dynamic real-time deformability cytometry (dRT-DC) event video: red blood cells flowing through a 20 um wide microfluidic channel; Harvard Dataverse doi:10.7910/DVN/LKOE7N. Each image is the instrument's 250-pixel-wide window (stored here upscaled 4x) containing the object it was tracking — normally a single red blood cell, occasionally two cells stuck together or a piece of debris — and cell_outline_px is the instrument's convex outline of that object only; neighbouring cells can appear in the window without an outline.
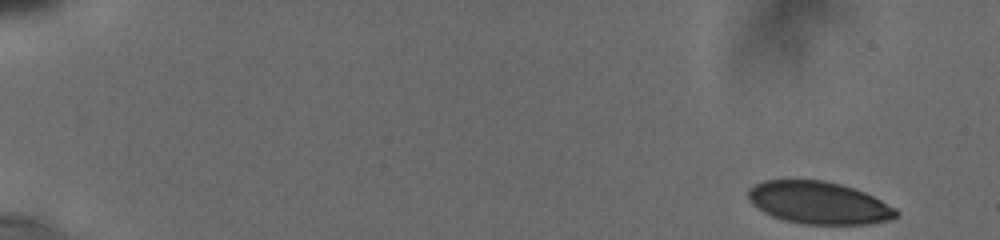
{"species": "human", "species_latin": "Homo sapiens", "temperature_condition": "cold", "stored_images_in_passage": 71, "camera_frame_rate_fps": 3000, "um_per_image_px": 0.085, "donor": {"sex": "male"}, "frame": {"image": 1, "passage_image": 1, "time_ms": 0.0, "image_size_px": [1000, 240], "cell_outline_px": [[900, 212], [896, 216], [884, 220], [868, 224], [804, 224], [784, 220], [772, 216], [764, 212], [752, 204], [748, 196], [748, 188], [764, 180], [824, 180], [840, 184], [864, 192], [896, 208]], "centroid_in_image_um": [69.56, 17.23], "position_along_channel_um": 15.4, "area_um2": 36.24}}
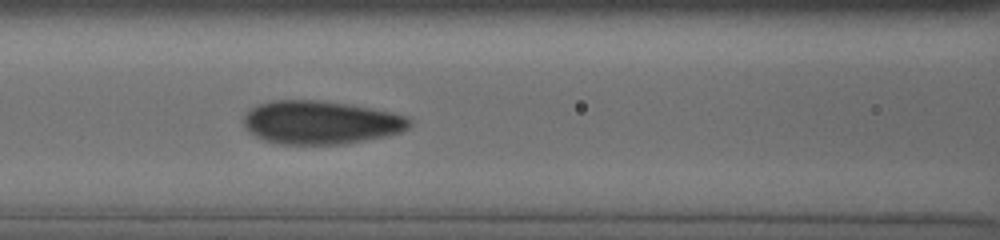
{"frame": {"image": 2, "passage_image": 30, "time_ms": 7.667, "image_size_px": [1000, 240], "cell_outline_px": [[412, 124], [408, 128], [400, 132], [388, 136], [344, 144], [280, 144], [264, 140], [248, 132], [244, 128], [244, 116], [252, 108], [260, 104], [272, 100], [316, 100], [344, 104], [392, 112], [404, 116], [412, 120]], "centroid_in_image_um": [27.26, 10.42], "position_along_channel_um": 139.3, "area_um2": 41.73}}
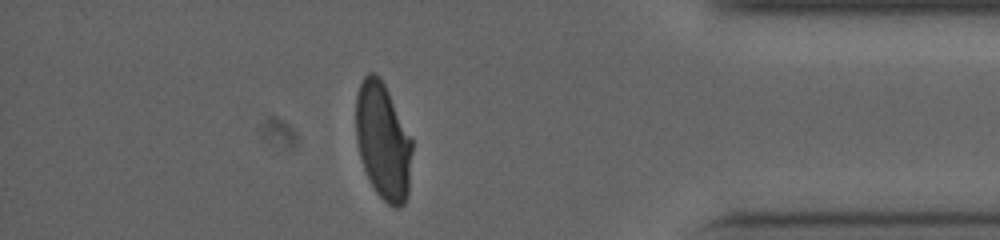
{"frame": {"image": 3, "passage_image": 59, "time_ms": 15.333, "image_size_px": [1000, 240], "cell_outline_px": [[412, 152], [408, 192], [404, 204], [400, 208], [396, 208], [388, 204], [376, 192], [364, 168], [360, 156], [356, 140], [356, 96], [360, 84], [364, 76], [368, 72], [372, 72], [380, 76], [412, 140]], "centroid_in_image_um": [32.55, 12.0], "position_along_channel_um": 402.7, "area_um2": 37.92}, "authors_computed_cell_mechanics": {"area_um2": 39.4196, "velocity_mm_per_s": 3.7837, "shape_relaxation_time_tau1_ms": 7.1197, "shape_relaxation_time_tau2_ms": null, "deformation_change_tau1": 0.1791, "deformation_change_tau2": null}}